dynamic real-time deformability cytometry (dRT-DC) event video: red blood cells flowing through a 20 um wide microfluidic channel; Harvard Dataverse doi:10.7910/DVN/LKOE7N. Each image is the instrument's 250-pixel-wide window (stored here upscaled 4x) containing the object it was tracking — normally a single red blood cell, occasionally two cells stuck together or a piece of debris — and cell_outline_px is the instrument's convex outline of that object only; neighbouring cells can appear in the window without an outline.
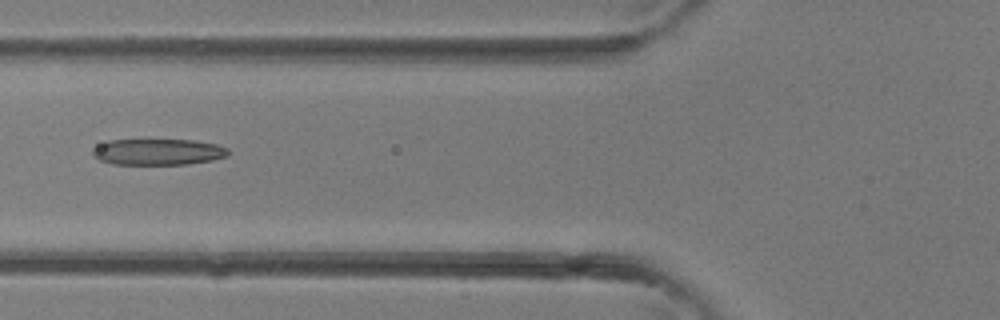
{"species": "common noctule bat (a hibernating species)", "species_latin": "Nyctalus noctula", "temperature_condition": "room temperature", "stored_images_in_passage": 5, "camera_frame_rate_fps": 3000, "um_per_image_px": 0.085, "animal": {"sex": "female"}, "frame": {"image": 1, "passage_image": 5, "time_ms": 1.333, "image_size_px": [1000, 320], "cell_outline_px": [[228, 156], [212, 160], [188, 164], [116, 164], [100, 160], [92, 156], [92, 148], [108, 140], [196, 140], [216, 144], [228, 148]], "centroid_in_image_um": [13.43, 12.91], "position_along_channel_um": 112.4, "area_um2": 20.69}}